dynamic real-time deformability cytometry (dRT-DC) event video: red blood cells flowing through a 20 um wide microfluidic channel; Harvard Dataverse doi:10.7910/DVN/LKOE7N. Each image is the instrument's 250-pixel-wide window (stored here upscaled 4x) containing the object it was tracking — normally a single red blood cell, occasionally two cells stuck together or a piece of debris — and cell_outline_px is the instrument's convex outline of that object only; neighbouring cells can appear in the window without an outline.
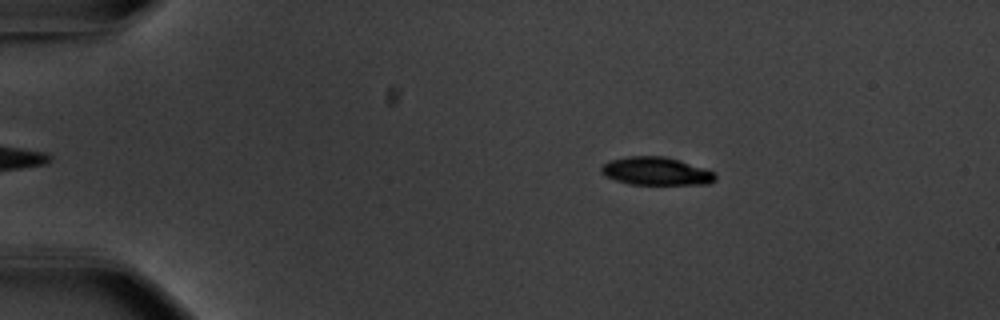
{"species": "common noctule bat (a hibernating species)", "species_latin": "Nyctalus noctula", "temperature_condition": "warm", "stored_images_in_passage": 50, "camera_frame_rate_fps": 3000, "um_per_image_px": 0.085, "animal": {"sex": "male", "body_mass_g": 20.1, "forearm_length_mm": 53.5}, "frame": {"image": 1, "passage_image": 5, "time_ms": 1.333, "image_size_px": [1000, 320], "cell_outline_px": [[716, 180], [708, 184], [628, 184], [616, 180], [600, 172], [600, 168], [608, 160], [628, 156], [664, 156], [680, 160], [716, 172]], "centroid_in_image_um": [55.79, 14.54], "position_along_channel_um": 29.2, "area_um2": 18.67}}
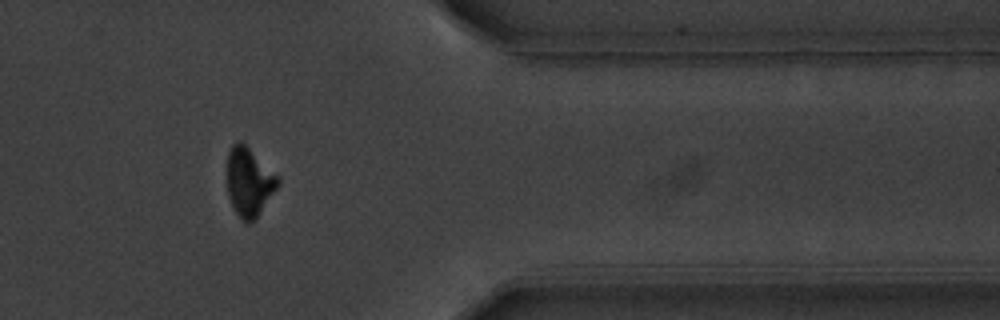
{"frame": {"image": 2, "passage_image": 41, "time_ms": 13.333, "image_size_px": [1000, 320], "cell_outline_px": [[280, 184], [256, 216], [248, 224], [236, 212], [228, 196], [228, 152], [232, 144], [240, 140], [280, 176]], "centroid_in_image_um": [21.19, 15.41], "position_along_channel_um": 390.2, "area_um2": 19.94}}
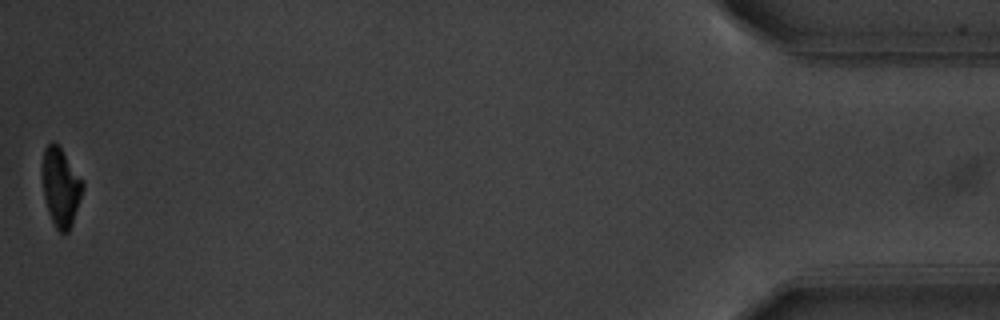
{"frame": {"image": 3, "passage_image": 50, "time_ms": 16.333, "image_size_px": [1000, 320], "cell_outline_px": [[84, 188], [72, 224], [68, 232], [60, 232], [56, 228], [48, 212], [44, 196], [44, 148], [52, 140], [60, 148], [84, 180]], "centroid_in_image_um": [5.2, 15.92], "position_along_channel_um": 430.0, "area_um2": 18.03}, "authors_computed_cell_mechanics": {"area_um2": 20.2589, "velocity_mm_per_s": 3.707, "shape_relaxation_time_tau1_ms": 2.7001, "shape_relaxation_time_tau2_ms": 8.8249, "deformation_change_tau1": 0.1546, "deformation_change_tau2": 0.1216}}